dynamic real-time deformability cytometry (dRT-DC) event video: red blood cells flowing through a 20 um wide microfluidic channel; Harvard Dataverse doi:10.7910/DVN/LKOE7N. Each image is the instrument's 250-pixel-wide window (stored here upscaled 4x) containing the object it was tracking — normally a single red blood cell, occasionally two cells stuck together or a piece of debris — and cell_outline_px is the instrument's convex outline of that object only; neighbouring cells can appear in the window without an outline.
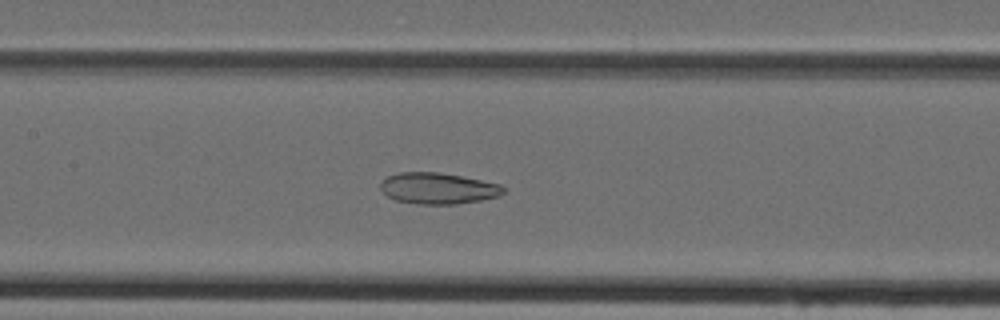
{"species": "Egyptian fruit bat (a non-hibernating species)", "species_latin": "Rousettus aegyptiacus", "temperature_condition": "cold", "stored_images_in_passage": 42, "camera_frame_rate_fps": 3000, "um_per_image_px": 0.085, "animal": {"sex": "female"}, "frame": {"image": 1, "passage_image": 17, "time_ms": 5.333, "image_size_px": [1000, 320], "cell_outline_px": [[508, 188], [500, 196], [480, 200], [456, 204], [416, 204], [396, 200], [388, 196], [380, 188], [380, 180], [388, 176], [400, 172], [440, 172], [500, 184]], "centroid_in_image_um": [37.24, 16.01], "position_along_channel_um": 170.2, "area_um2": 22.43}}
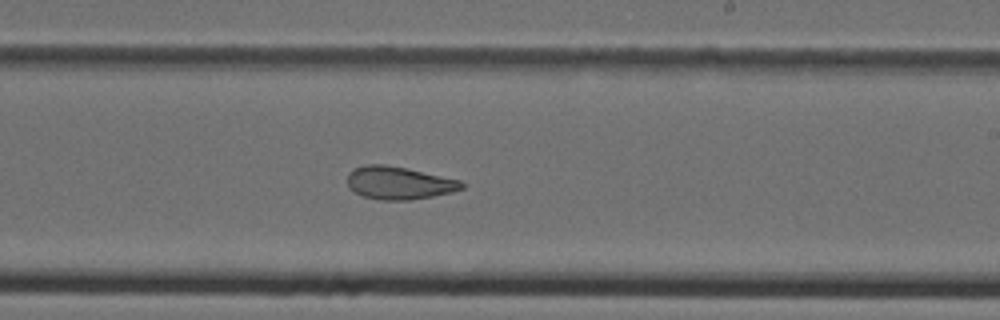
{"frame": {"image": 2, "passage_image": 23, "time_ms": 7.333, "image_size_px": [1000, 320], "cell_outline_px": [[464, 188], [452, 192], [432, 196], [408, 200], [380, 200], [364, 196], [356, 192], [348, 184], [348, 172], [352, 168], [368, 164], [384, 164], [404, 168], [460, 180], [464, 184]], "centroid_in_image_um": [33.9, 15.54], "position_along_channel_um": 255.1, "area_um2": 21.56}}
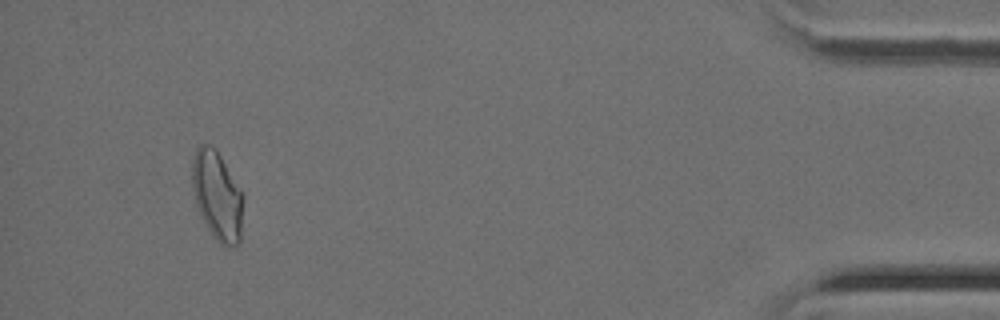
{"frame": {"image": 3, "passage_image": 39, "time_ms": 12.667, "image_size_px": [1000, 320], "cell_outline_px": [[244, 200], [240, 244], [232, 248], [220, 244], [212, 236], [200, 216], [196, 204], [192, 188], [192, 156], [196, 144], [208, 144], [220, 156], [244, 196]], "centroid_in_image_um": [18.45, 16.68], "position_along_channel_um": 416.7, "area_um2": 26.82}}